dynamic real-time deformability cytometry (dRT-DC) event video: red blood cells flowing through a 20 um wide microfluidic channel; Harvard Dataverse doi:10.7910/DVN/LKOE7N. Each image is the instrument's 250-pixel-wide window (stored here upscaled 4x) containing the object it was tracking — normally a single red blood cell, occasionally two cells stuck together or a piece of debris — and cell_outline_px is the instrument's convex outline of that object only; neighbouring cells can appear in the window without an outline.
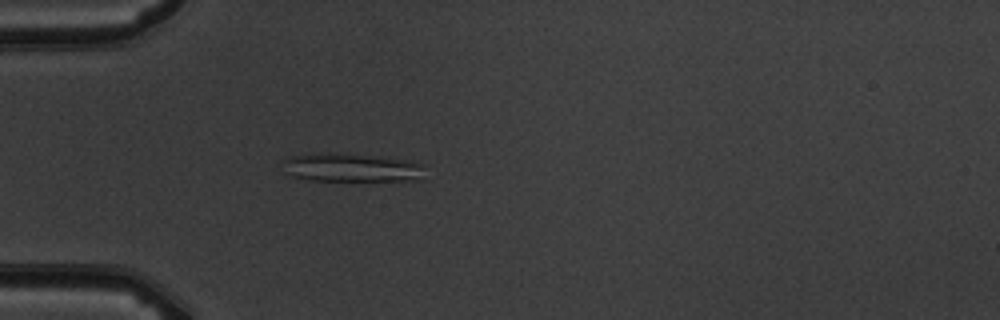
{"species": "common noctule bat (a hibernating species)", "species_latin": "Nyctalus noctula", "temperature_condition": "warm", "stored_images_in_passage": 5, "camera_frame_rate_fps": 3000, "um_per_image_px": 0.085, "animal": {"sex": "male", "body_mass_g": 19.5, "forearm_length_mm": 54.6}, "frame": {"image": 1, "passage_image": 5, "time_ms": 4.333, "image_size_px": [1000, 320], "cell_outline_px": [[424, 180], [308, 180], [292, 176], [284, 172], [280, 160], [288, 156], [312, 152], [332, 152], [388, 156], [412, 160], [424, 164]], "centroid_in_image_um": [29.86, 14.21], "position_along_channel_um": 55.1, "area_um2": 24.74}}